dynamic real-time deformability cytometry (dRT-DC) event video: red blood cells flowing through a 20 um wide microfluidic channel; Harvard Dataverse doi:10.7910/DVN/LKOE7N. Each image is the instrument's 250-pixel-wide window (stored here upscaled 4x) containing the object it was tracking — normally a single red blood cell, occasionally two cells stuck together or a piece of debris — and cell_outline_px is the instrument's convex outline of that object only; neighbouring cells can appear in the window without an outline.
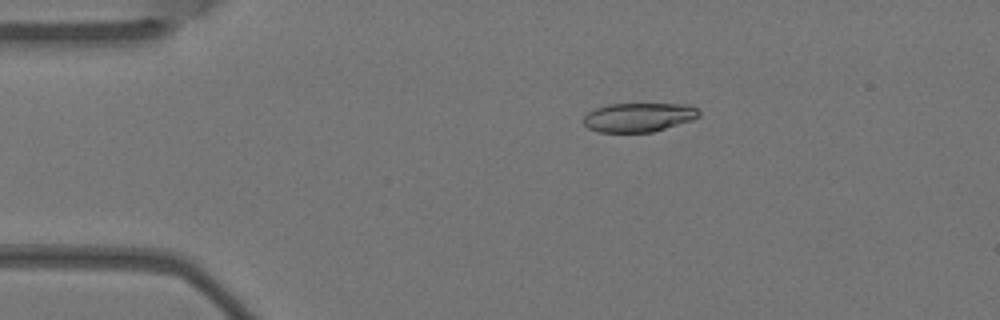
{"species": "Egyptian fruit bat (a non-hibernating species)", "species_latin": "Rousettus aegyptiacus", "temperature_condition": "warm", "stored_images_in_passage": 5, "camera_frame_rate_fps": 3000, "um_per_image_px": 0.085, "animal": {"sex": "female"}, "frame": {"image": 1, "passage_image": 2, "time_ms": 0.333, "image_size_px": [1000, 320], "cell_outline_px": [[700, 116], [692, 120], [652, 132], [596, 132], [588, 128], [584, 124], [584, 116], [588, 112], [596, 108], [608, 104], [688, 104], [696, 108], [700, 112]], "centroid_in_image_um": [54.28, 9.97], "position_along_channel_um": 30.7, "area_um2": 19.54}}
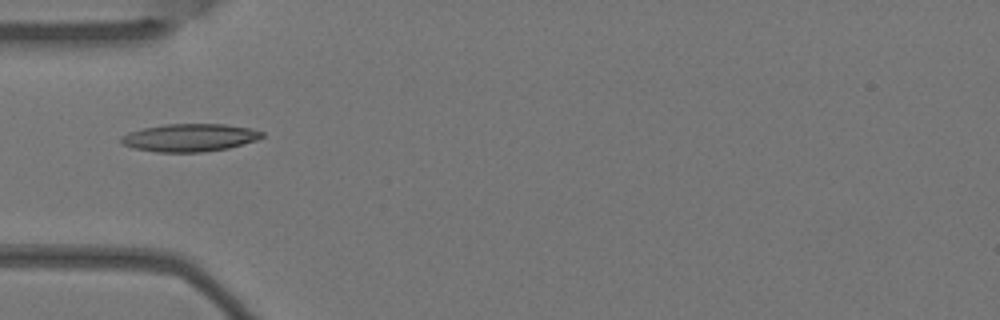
{"frame": {"image": 2, "passage_image": 4, "time_ms": 1.0, "image_size_px": [1000, 320], "cell_outline_px": [[264, 136], [256, 140], [228, 148], [204, 152], [156, 152], [132, 148], [124, 144], [120, 140], [120, 136], [128, 132], [144, 128], [164, 124], [224, 124], [252, 128], [264, 132]], "centroid_in_image_um": [16.12, 11.7], "position_along_channel_um": 68.9, "area_um2": 22.89}}
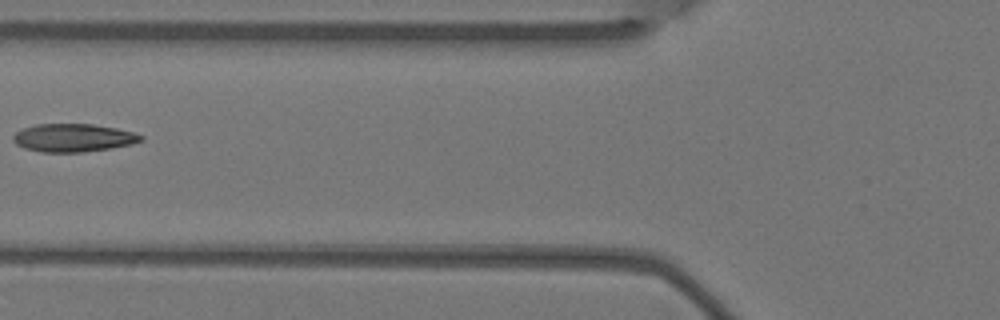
{"frame": {"image": 3, "passage_image": 5, "time_ms": 1.333, "image_size_px": [1000, 320], "cell_outline_px": [[144, 140], [132, 144], [112, 148], [84, 152], [40, 152], [24, 148], [16, 144], [12, 140], [12, 136], [16, 132], [24, 128], [36, 124], [92, 124], [116, 128], [132, 132], [144, 136]], "centroid_in_image_um": [6.23, 11.72], "position_along_channel_um": 119.6, "area_um2": 20.98}}